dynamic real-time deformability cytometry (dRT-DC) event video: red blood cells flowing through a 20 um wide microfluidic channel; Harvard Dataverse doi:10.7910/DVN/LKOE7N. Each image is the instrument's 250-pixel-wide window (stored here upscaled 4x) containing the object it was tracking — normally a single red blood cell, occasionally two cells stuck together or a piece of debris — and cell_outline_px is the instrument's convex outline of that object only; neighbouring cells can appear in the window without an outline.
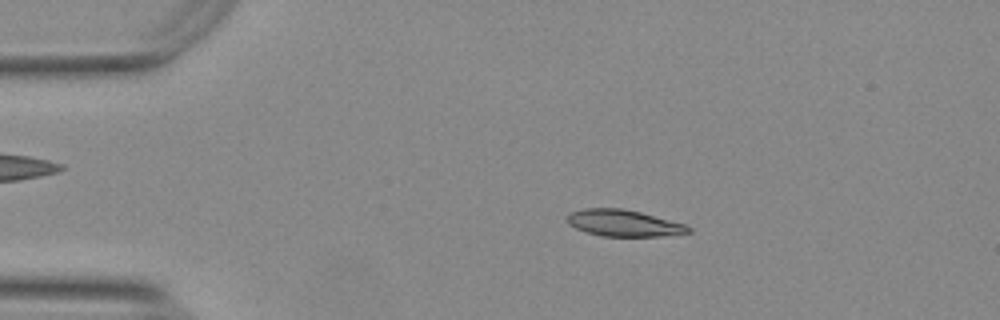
{"species": "Egyptian fruit bat (a non-hibernating species)", "species_latin": "Rousettus aegyptiacus", "temperature_condition": "warm", "stored_images_in_passage": 53, "camera_frame_rate_fps": 3000, "um_per_image_px": 0.085, "animal": {"sex": "female"}, "frame": {"image": 1, "passage_image": 10, "time_ms": 3.0, "image_size_px": [1000, 320], "cell_outline_px": [[692, 232], [660, 236], [604, 236], [588, 232], [576, 228], [568, 224], [568, 216], [572, 212], [584, 208], [624, 208], [640, 212], [684, 224], [692, 228]], "centroid_in_image_um": [53.03, 18.96], "position_along_channel_um": 32.0, "area_um2": 18.5}}
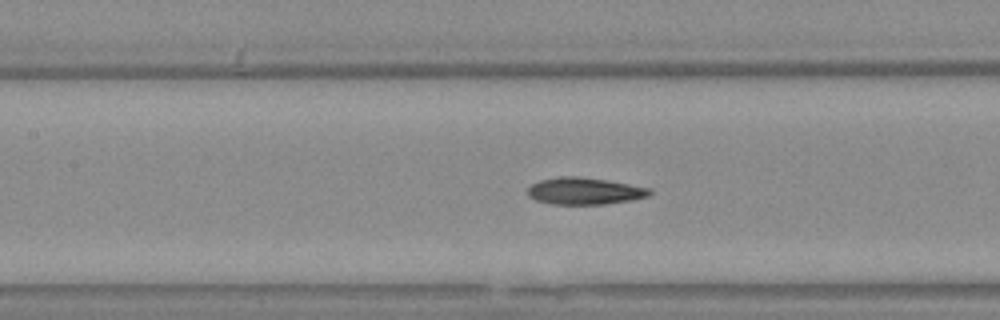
{"frame": {"image": 2, "passage_image": 24, "time_ms": 7.667, "image_size_px": [1000, 320], "cell_outline_px": [[652, 192], [648, 196], [632, 200], [604, 204], [552, 204], [536, 200], [528, 196], [528, 188], [532, 184], [540, 180], [560, 176], [576, 176], [604, 180], [652, 188]], "centroid_in_image_um": [49.69, 16.24], "position_along_channel_um": 157.7, "area_um2": 19.02}}
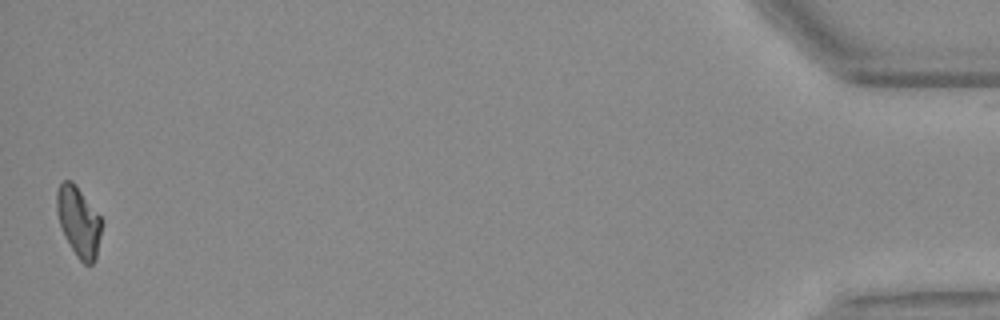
{"frame": {"image": 3, "passage_image": 53, "time_ms": 17.333, "image_size_px": [1000, 320], "cell_outline_px": [[100, 236], [96, 260], [92, 264], [84, 264], [76, 256], [60, 224], [56, 212], [56, 192], [60, 184], [64, 180], [72, 180], [76, 184], [100, 216]], "centroid_in_image_um": [6.67, 18.81], "position_along_channel_um": 428.5, "area_um2": 18.03}, "authors_computed_cell_mechanics": {"area_um2": 18.8428, "velocity_mm_per_s": 3.7758, "shape_relaxation_time_tau1_ms": 9.7806, "shape_relaxation_time_tau2_ms": 3.9357, "deformation_change_tau1": 0.2435, "deformation_change_tau2": 0.0966}}